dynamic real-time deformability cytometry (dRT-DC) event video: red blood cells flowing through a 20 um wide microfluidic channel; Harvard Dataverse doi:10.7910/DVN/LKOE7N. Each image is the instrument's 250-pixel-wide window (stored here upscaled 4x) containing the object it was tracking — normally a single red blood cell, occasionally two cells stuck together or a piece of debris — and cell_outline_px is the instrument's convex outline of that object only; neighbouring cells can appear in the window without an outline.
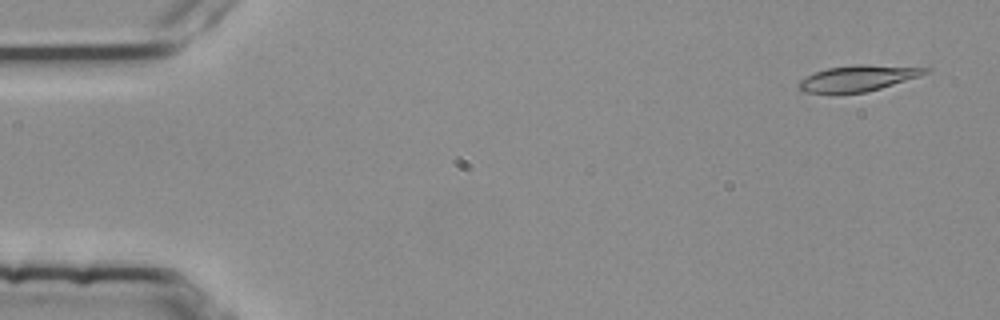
{"species": "common noctule bat (a hibernating species)", "species_latin": "Nyctalus noctula", "temperature_condition": "room temperature", "stored_images_in_passage": 3, "camera_frame_rate_fps": 3000, "um_per_image_px": 0.085, "animal": {"sex": "female", "body_mass_g": 25.1}, "frame": {"image": 1, "passage_image": 1, "time_ms": 0.0, "image_size_px": [1000, 320], "cell_outline_px": [[932, 68], [928, 72], [868, 92], [804, 92], [796, 88], [796, 84], [800, 80], [816, 72], [828, 68], [856, 64], [864, 64]], "centroid_in_image_um": [72.88, 6.64], "position_along_channel_um": 12.1, "area_um2": 18.61}}